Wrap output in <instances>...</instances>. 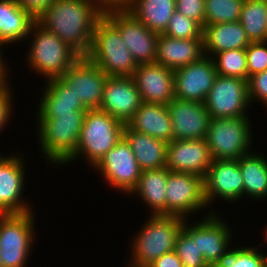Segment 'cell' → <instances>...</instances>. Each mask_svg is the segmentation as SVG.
Instances as JSON below:
<instances>
[{"instance_id":"cell-9","label":"cell","mask_w":267,"mask_h":267,"mask_svg":"<svg viewBox=\"0 0 267 267\" xmlns=\"http://www.w3.org/2000/svg\"><path fill=\"white\" fill-rule=\"evenodd\" d=\"M103 15L119 30L138 65L155 63L159 34L151 31L126 9L107 10Z\"/></svg>"},{"instance_id":"cell-4","label":"cell","mask_w":267,"mask_h":267,"mask_svg":"<svg viewBox=\"0 0 267 267\" xmlns=\"http://www.w3.org/2000/svg\"><path fill=\"white\" fill-rule=\"evenodd\" d=\"M86 57L107 76L131 77L138 67L119 30L104 15L96 23Z\"/></svg>"},{"instance_id":"cell-32","label":"cell","mask_w":267,"mask_h":267,"mask_svg":"<svg viewBox=\"0 0 267 267\" xmlns=\"http://www.w3.org/2000/svg\"><path fill=\"white\" fill-rule=\"evenodd\" d=\"M219 75L247 80L246 48L225 50L212 57Z\"/></svg>"},{"instance_id":"cell-14","label":"cell","mask_w":267,"mask_h":267,"mask_svg":"<svg viewBox=\"0 0 267 267\" xmlns=\"http://www.w3.org/2000/svg\"><path fill=\"white\" fill-rule=\"evenodd\" d=\"M107 75L87 57H80L60 78L88 110L99 109Z\"/></svg>"},{"instance_id":"cell-21","label":"cell","mask_w":267,"mask_h":267,"mask_svg":"<svg viewBox=\"0 0 267 267\" xmlns=\"http://www.w3.org/2000/svg\"><path fill=\"white\" fill-rule=\"evenodd\" d=\"M213 158L205 139L172 140L167 145L166 168L171 172L205 177Z\"/></svg>"},{"instance_id":"cell-19","label":"cell","mask_w":267,"mask_h":267,"mask_svg":"<svg viewBox=\"0 0 267 267\" xmlns=\"http://www.w3.org/2000/svg\"><path fill=\"white\" fill-rule=\"evenodd\" d=\"M142 103L132 77L108 76L103 89L100 111L126 124Z\"/></svg>"},{"instance_id":"cell-37","label":"cell","mask_w":267,"mask_h":267,"mask_svg":"<svg viewBox=\"0 0 267 267\" xmlns=\"http://www.w3.org/2000/svg\"><path fill=\"white\" fill-rule=\"evenodd\" d=\"M246 61L249 77L267 70V41L251 42L246 47Z\"/></svg>"},{"instance_id":"cell-44","label":"cell","mask_w":267,"mask_h":267,"mask_svg":"<svg viewBox=\"0 0 267 267\" xmlns=\"http://www.w3.org/2000/svg\"><path fill=\"white\" fill-rule=\"evenodd\" d=\"M0 47H3V45L0 44ZM0 49H1L0 50V84H2V83L9 81V79L7 77L8 76L7 68H6L7 65H5V64H7V62L6 63L4 62L3 53H1V51H3V50H2V48H0Z\"/></svg>"},{"instance_id":"cell-31","label":"cell","mask_w":267,"mask_h":267,"mask_svg":"<svg viewBox=\"0 0 267 267\" xmlns=\"http://www.w3.org/2000/svg\"><path fill=\"white\" fill-rule=\"evenodd\" d=\"M267 0H244L239 22L250 42L267 41Z\"/></svg>"},{"instance_id":"cell-11","label":"cell","mask_w":267,"mask_h":267,"mask_svg":"<svg viewBox=\"0 0 267 267\" xmlns=\"http://www.w3.org/2000/svg\"><path fill=\"white\" fill-rule=\"evenodd\" d=\"M204 104L211 118L248 116L251 104L247 80L218 74Z\"/></svg>"},{"instance_id":"cell-36","label":"cell","mask_w":267,"mask_h":267,"mask_svg":"<svg viewBox=\"0 0 267 267\" xmlns=\"http://www.w3.org/2000/svg\"><path fill=\"white\" fill-rule=\"evenodd\" d=\"M163 34L179 39L203 38V28L194 20L175 10Z\"/></svg>"},{"instance_id":"cell-17","label":"cell","mask_w":267,"mask_h":267,"mask_svg":"<svg viewBox=\"0 0 267 267\" xmlns=\"http://www.w3.org/2000/svg\"><path fill=\"white\" fill-rule=\"evenodd\" d=\"M218 73L211 57L174 70L175 98L204 103Z\"/></svg>"},{"instance_id":"cell-46","label":"cell","mask_w":267,"mask_h":267,"mask_svg":"<svg viewBox=\"0 0 267 267\" xmlns=\"http://www.w3.org/2000/svg\"><path fill=\"white\" fill-rule=\"evenodd\" d=\"M265 229H266V230H265V232H264V233H265V236H264V237H265V241H266V243H267V226H266Z\"/></svg>"},{"instance_id":"cell-10","label":"cell","mask_w":267,"mask_h":267,"mask_svg":"<svg viewBox=\"0 0 267 267\" xmlns=\"http://www.w3.org/2000/svg\"><path fill=\"white\" fill-rule=\"evenodd\" d=\"M207 206L203 177L194 173L168 171L166 215L185 219L189 213H195Z\"/></svg>"},{"instance_id":"cell-24","label":"cell","mask_w":267,"mask_h":267,"mask_svg":"<svg viewBox=\"0 0 267 267\" xmlns=\"http://www.w3.org/2000/svg\"><path fill=\"white\" fill-rule=\"evenodd\" d=\"M37 118H54L56 114L71 113L73 110H88L61 78L50 79L44 86Z\"/></svg>"},{"instance_id":"cell-30","label":"cell","mask_w":267,"mask_h":267,"mask_svg":"<svg viewBox=\"0 0 267 267\" xmlns=\"http://www.w3.org/2000/svg\"><path fill=\"white\" fill-rule=\"evenodd\" d=\"M261 154L249 152L238 159L243 177V197L259 200L267 197V159Z\"/></svg>"},{"instance_id":"cell-8","label":"cell","mask_w":267,"mask_h":267,"mask_svg":"<svg viewBox=\"0 0 267 267\" xmlns=\"http://www.w3.org/2000/svg\"><path fill=\"white\" fill-rule=\"evenodd\" d=\"M34 213L0 214V259L3 267H25L34 240ZM26 264V265H25Z\"/></svg>"},{"instance_id":"cell-41","label":"cell","mask_w":267,"mask_h":267,"mask_svg":"<svg viewBox=\"0 0 267 267\" xmlns=\"http://www.w3.org/2000/svg\"><path fill=\"white\" fill-rule=\"evenodd\" d=\"M18 5L28 12L35 20L38 19L54 0H15Z\"/></svg>"},{"instance_id":"cell-13","label":"cell","mask_w":267,"mask_h":267,"mask_svg":"<svg viewBox=\"0 0 267 267\" xmlns=\"http://www.w3.org/2000/svg\"><path fill=\"white\" fill-rule=\"evenodd\" d=\"M220 216L218 217L216 212H210L204 220L192 223V226L186 223L185 219L182 227L193 240H197V247L208 267H214L231 244V227L224 223L225 219L221 220Z\"/></svg>"},{"instance_id":"cell-22","label":"cell","mask_w":267,"mask_h":267,"mask_svg":"<svg viewBox=\"0 0 267 267\" xmlns=\"http://www.w3.org/2000/svg\"><path fill=\"white\" fill-rule=\"evenodd\" d=\"M204 56L203 38L179 39L164 34L157 37V64L175 70L199 62Z\"/></svg>"},{"instance_id":"cell-29","label":"cell","mask_w":267,"mask_h":267,"mask_svg":"<svg viewBox=\"0 0 267 267\" xmlns=\"http://www.w3.org/2000/svg\"><path fill=\"white\" fill-rule=\"evenodd\" d=\"M126 10L151 31L163 34L176 10V0H131Z\"/></svg>"},{"instance_id":"cell-16","label":"cell","mask_w":267,"mask_h":267,"mask_svg":"<svg viewBox=\"0 0 267 267\" xmlns=\"http://www.w3.org/2000/svg\"><path fill=\"white\" fill-rule=\"evenodd\" d=\"M18 154L7 155V157L0 155V214H22L34 211L22 197L25 185L23 166L25 164L21 154Z\"/></svg>"},{"instance_id":"cell-34","label":"cell","mask_w":267,"mask_h":267,"mask_svg":"<svg viewBox=\"0 0 267 267\" xmlns=\"http://www.w3.org/2000/svg\"><path fill=\"white\" fill-rule=\"evenodd\" d=\"M257 247L243 246L227 249L214 267H265L264 253Z\"/></svg>"},{"instance_id":"cell-25","label":"cell","mask_w":267,"mask_h":267,"mask_svg":"<svg viewBox=\"0 0 267 267\" xmlns=\"http://www.w3.org/2000/svg\"><path fill=\"white\" fill-rule=\"evenodd\" d=\"M123 138L131 147L142 171L166 167L168 143L146 133L133 131L126 124Z\"/></svg>"},{"instance_id":"cell-7","label":"cell","mask_w":267,"mask_h":267,"mask_svg":"<svg viewBox=\"0 0 267 267\" xmlns=\"http://www.w3.org/2000/svg\"><path fill=\"white\" fill-rule=\"evenodd\" d=\"M248 116L211 118L205 140L214 160H238L251 152L253 134Z\"/></svg>"},{"instance_id":"cell-2","label":"cell","mask_w":267,"mask_h":267,"mask_svg":"<svg viewBox=\"0 0 267 267\" xmlns=\"http://www.w3.org/2000/svg\"><path fill=\"white\" fill-rule=\"evenodd\" d=\"M87 110L56 114L54 118H37L39 148L52 164L65 165L74 155Z\"/></svg>"},{"instance_id":"cell-20","label":"cell","mask_w":267,"mask_h":267,"mask_svg":"<svg viewBox=\"0 0 267 267\" xmlns=\"http://www.w3.org/2000/svg\"><path fill=\"white\" fill-rule=\"evenodd\" d=\"M142 102L167 105L175 98L174 70L161 64H141L131 76Z\"/></svg>"},{"instance_id":"cell-40","label":"cell","mask_w":267,"mask_h":267,"mask_svg":"<svg viewBox=\"0 0 267 267\" xmlns=\"http://www.w3.org/2000/svg\"><path fill=\"white\" fill-rule=\"evenodd\" d=\"M10 82L0 84V132L4 130V126H8L9 118L12 114V92L9 87Z\"/></svg>"},{"instance_id":"cell-33","label":"cell","mask_w":267,"mask_h":267,"mask_svg":"<svg viewBox=\"0 0 267 267\" xmlns=\"http://www.w3.org/2000/svg\"><path fill=\"white\" fill-rule=\"evenodd\" d=\"M244 0H205V26L238 22Z\"/></svg>"},{"instance_id":"cell-42","label":"cell","mask_w":267,"mask_h":267,"mask_svg":"<svg viewBox=\"0 0 267 267\" xmlns=\"http://www.w3.org/2000/svg\"><path fill=\"white\" fill-rule=\"evenodd\" d=\"M148 267H183L175 251L165 253L157 258Z\"/></svg>"},{"instance_id":"cell-15","label":"cell","mask_w":267,"mask_h":267,"mask_svg":"<svg viewBox=\"0 0 267 267\" xmlns=\"http://www.w3.org/2000/svg\"><path fill=\"white\" fill-rule=\"evenodd\" d=\"M172 122V140L205 139L211 116L204 103L173 98L167 104Z\"/></svg>"},{"instance_id":"cell-6","label":"cell","mask_w":267,"mask_h":267,"mask_svg":"<svg viewBox=\"0 0 267 267\" xmlns=\"http://www.w3.org/2000/svg\"><path fill=\"white\" fill-rule=\"evenodd\" d=\"M33 32V33H32ZM33 41L27 56L32 71L50 79L60 78L81 56L57 35L35 22L30 30Z\"/></svg>"},{"instance_id":"cell-5","label":"cell","mask_w":267,"mask_h":267,"mask_svg":"<svg viewBox=\"0 0 267 267\" xmlns=\"http://www.w3.org/2000/svg\"><path fill=\"white\" fill-rule=\"evenodd\" d=\"M124 125L99 109L87 110L77 149L65 164L83 155L88 164L94 167L123 138Z\"/></svg>"},{"instance_id":"cell-28","label":"cell","mask_w":267,"mask_h":267,"mask_svg":"<svg viewBox=\"0 0 267 267\" xmlns=\"http://www.w3.org/2000/svg\"><path fill=\"white\" fill-rule=\"evenodd\" d=\"M35 22L15 0H0V44L3 46L28 37Z\"/></svg>"},{"instance_id":"cell-3","label":"cell","mask_w":267,"mask_h":267,"mask_svg":"<svg viewBox=\"0 0 267 267\" xmlns=\"http://www.w3.org/2000/svg\"><path fill=\"white\" fill-rule=\"evenodd\" d=\"M185 219L173 215H151L132 241V260L127 267H148L165 253L174 251Z\"/></svg>"},{"instance_id":"cell-35","label":"cell","mask_w":267,"mask_h":267,"mask_svg":"<svg viewBox=\"0 0 267 267\" xmlns=\"http://www.w3.org/2000/svg\"><path fill=\"white\" fill-rule=\"evenodd\" d=\"M174 251L183 267H208L202 252L197 247V240H193L183 229L176 237Z\"/></svg>"},{"instance_id":"cell-12","label":"cell","mask_w":267,"mask_h":267,"mask_svg":"<svg viewBox=\"0 0 267 267\" xmlns=\"http://www.w3.org/2000/svg\"><path fill=\"white\" fill-rule=\"evenodd\" d=\"M94 169L101 172L103 180L108 182L109 186L126 194H130L135 188L142 172L124 138L102 157Z\"/></svg>"},{"instance_id":"cell-38","label":"cell","mask_w":267,"mask_h":267,"mask_svg":"<svg viewBox=\"0 0 267 267\" xmlns=\"http://www.w3.org/2000/svg\"><path fill=\"white\" fill-rule=\"evenodd\" d=\"M176 11L205 27V0H176Z\"/></svg>"},{"instance_id":"cell-47","label":"cell","mask_w":267,"mask_h":267,"mask_svg":"<svg viewBox=\"0 0 267 267\" xmlns=\"http://www.w3.org/2000/svg\"><path fill=\"white\" fill-rule=\"evenodd\" d=\"M265 19H266V28H267V12H266V18Z\"/></svg>"},{"instance_id":"cell-39","label":"cell","mask_w":267,"mask_h":267,"mask_svg":"<svg viewBox=\"0 0 267 267\" xmlns=\"http://www.w3.org/2000/svg\"><path fill=\"white\" fill-rule=\"evenodd\" d=\"M247 83L250 104L258 99L267 107V70L250 76Z\"/></svg>"},{"instance_id":"cell-23","label":"cell","mask_w":267,"mask_h":267,"mask_svg":"<svg viewBox=\"0 0 267 267\" xmlns=\"http://www.w3.org/2000/svg\"><path fill=\"white\" fill-rule=\"evenodd\" d=\"M126 125L133 131L146 133L166 143L172 141L173 125L167 105L142 102Z\"/></svg>"},{"instance_id":"cell-18","label":"cell","mask_w":267,"mask_h":267,"mask_svg":"<svg viewBox=\"0 0 267 267\" xmlns=\"http://www.w3.org/2000/svg\"><path fill=\"white\" fill-rule=\"evenodd\" d=\"M204 195L208 206L218 197L227 202L241 200L243 177L238 160L213 159L204 177Z\"/></svg>"},{"instance_id":"cell-27","label":"cell","mask_w":267,"mask_h":267,"mask_svg":"<svg viewBox=\"0 0 267 267\" xmlns=\"http://www.w3.org/2000/svg\"><path fill=\"white\" fill-rule=\"evenodd\" d=\"M166 167L148 169L141 172L137 185L131 195H139L141 200L153 211L150 215H166Z\"/></svg>"},{"instance_id":"cell-1","label":"cell","mask_w":267,"mask_h":267,"mask_svg":"<svg viewBox=\"0 0 267 267\" xmlns=\"http://www.w3.org/2000/svg\"><path fill=\"white\" fill-rule=\"evenodd\" d=\"M103 14L93 0H54L36 22L57 35L81 57H86L96 23Z\"/></svg>"},{"instance_id":"cell-26","label":"cell","mask_w":267,"mask_h":267,"mask_svg":"<svg viewBox=\"0 0 267 267\" xmlns=\"http://www.w3.org/2000/svg\"><path fill=\"white\" fill-rule=\"evenodd\" d=\"M203 41L205 56L211 58L225 50L246 48L251 43L239 21L206 25Z\"/></svg>"},{"instance_id":"cell-45","label":"cell","mask_w":267,"mask_h":267,"mask_svg":"<svg viewBox=\"0 0 267 267\" xmlns=\"http://www.w3.org/2000/svg\"><path fill=\"white\" fill-rule=\"evenodd\" d=\"M264 263H265V267H267V256L264 254Z\"/></svg>"},{"instance_id":"cell-43","label":"cell","mask_w":267,"mask_h":267,"mask_svg":"<svg viewBox=\"0 0 267 267\" xmlns=\"http://www.w3.org/2000/svg\"><path fill=\"white\" fill-rule=\"evenodd\" d=\"M104 12L107 10L127 9L131 0H93Z\"/></svg>"}]
</instances>
